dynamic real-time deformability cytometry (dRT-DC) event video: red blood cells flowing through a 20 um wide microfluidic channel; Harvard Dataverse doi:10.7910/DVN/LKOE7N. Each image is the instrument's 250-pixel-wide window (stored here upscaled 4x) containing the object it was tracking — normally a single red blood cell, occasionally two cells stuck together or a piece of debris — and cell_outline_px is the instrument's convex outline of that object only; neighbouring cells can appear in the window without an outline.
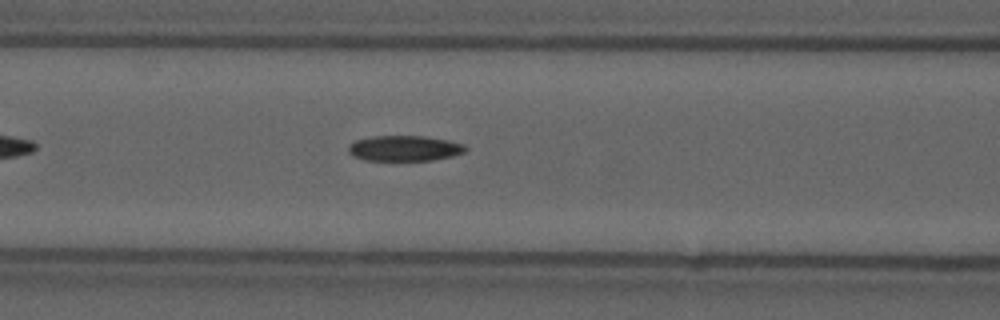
{"species": "common noctule bat (a hibernating species)", "species_latin": "Nyctalus noctula", "temperature_condition": "cold", "stored_images_in_passage": 40, "camera_frame_rate_fps": 3000, "um_per_image_px": 0.085, "animal": {"sex": "male", "forearm_length_mm": 52.5}, "frame": {"image": 1, "passage_image": 12, "time_ms": 3.667, "image_size_px": [1000, 320], "cell_outline_px": [[468, 148], [464, 152], [452, 156], [432, 160], [364, 160], [352, 156], [348, 152], [348, 144], [356, 140], [372, 136], [424, 136], [448, 140], [464, 144]], "centroid_in_image_um": [34.36, 12.6], "position_along_channel_um": 132.2, "area_um2": 17.46}}